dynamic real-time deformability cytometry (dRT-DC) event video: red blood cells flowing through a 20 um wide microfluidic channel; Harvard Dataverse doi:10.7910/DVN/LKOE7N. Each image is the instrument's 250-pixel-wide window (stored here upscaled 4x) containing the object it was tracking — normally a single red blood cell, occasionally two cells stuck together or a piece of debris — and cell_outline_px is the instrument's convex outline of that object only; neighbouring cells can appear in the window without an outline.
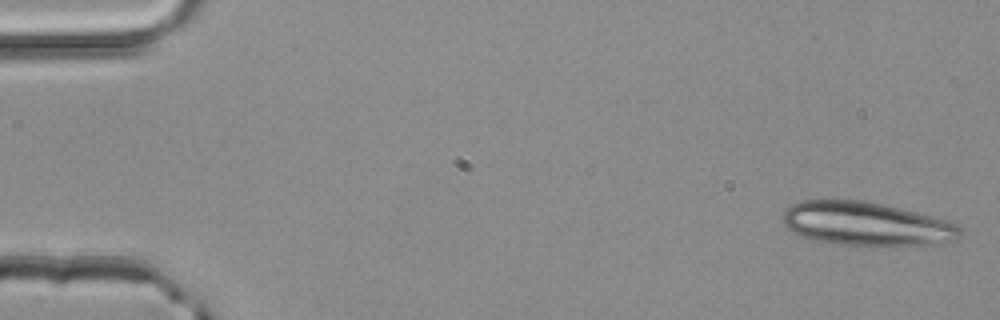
{"species": "common noctule bat (a hibernating species)", "species_latin": "Nyctalus noctula", "temperature_condition": "room temperature", "stored_images_in_passage": 4, "camera_frame_rate_fps": 3000, "um_per_image_px": 0.085, "animal": {"sex": "male", "body_mass_g": 20.4}, "frame": {"image": 1, "passage_image": 1, "time_ms": 0.0, "image_size_px": [1000, 320], "cell_outline_px": [[960, 236], [956, 240], [940, 244], [832, 244], [816, 240], [792, 232], [784, 224], [784, 212], [792, 204], [800, 200], [864, 200], [884, 204], [932, 216], [956, 224], [960, 228]], "centroid_in_image_um": [73.63, 19.01], "position_along_channel_um": 11.4, "area_um2": 44.45}}